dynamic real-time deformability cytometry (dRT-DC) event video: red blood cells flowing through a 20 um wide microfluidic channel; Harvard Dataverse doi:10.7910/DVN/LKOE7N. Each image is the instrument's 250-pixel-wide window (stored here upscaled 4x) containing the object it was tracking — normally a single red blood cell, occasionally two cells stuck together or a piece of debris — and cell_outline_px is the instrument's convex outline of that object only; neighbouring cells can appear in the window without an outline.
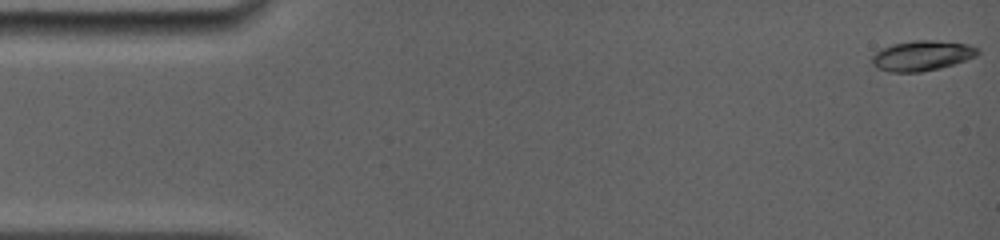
{"species": "common noctule bat (a hibernating species)", "species_latin": "Nyctalus noctula", "temperature_condition": "room temperature", "stored_images_in_passage": 29, "camera_frame_rate_fps": 5000, "um_per_image_px": 0.085, "animal": {"sex": "female", "body_mass_g": 19.0, "forearm_length_mm": 56.7}, "frame": {"image": 1, "passage_image": 1, "time_ms": 0.0, "image_size_px": [1000, 240], "cell_outline_px": [[980, 52], [976, 56], [940, 68], [920, 72], [888, 72], [876, 68], [872, 64], [872, 56], [880, 48], [892, 44], [916, 40], [932, 40], [968, 44], [980, 48]], "centroid_in_image_um": [78.34, 4.73], "position_along_channel_um": 6.7, "area_um2": 18.61}}
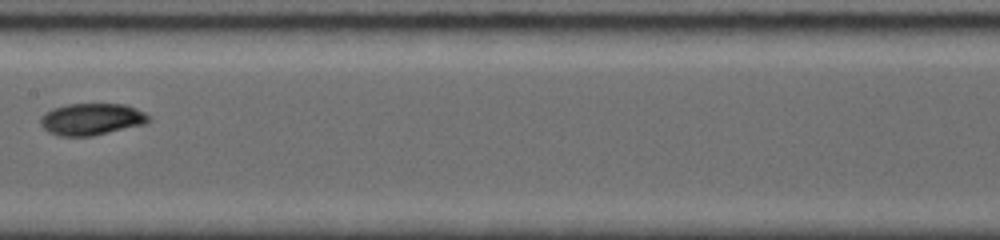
{"frame": {"image": 2, "passage_image": 16, "time_ms": 8.2, "image_size_px": [1000, 240], "cell_outline_px": [[152, 120], [144, 124], [92, 136], [60, 136], [48, 132], [40, 124], [40, 116], [44, 112], [52, 108], [68, 104], [124, 104], [136, 108], [152, 116]], "centroid_in_image_um": [7.78, 10.12], "position_along_channel_um": 199.6, "area_um2": 20.23}}
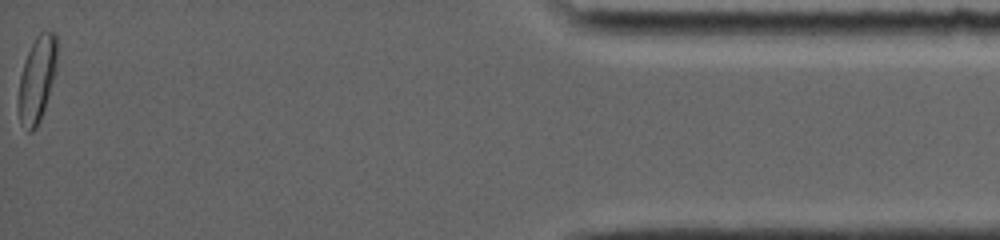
{"frame": {"image": 3, "passage_image": 29, "time_ms": 16.0, "image_size_px": [1000, 240], "cell_outline_px": [[56, 72], [40, 120], [36, 128], [32, 132], [28, 132], [20, 124], [16, 108], [16, 104], [20, 76], [24, 60], [36, 36], [40, 32], [56, 32]], "centroid_in_image_um": [3.1, 6.8], "position_along_channel_um": 432.1, "area_um2": 19.59}, "authors_computed_cell_mechanics": {"area_um2": 18.9584, "velocity_mm_per_s": 3.9182, "shape_relaxation_time_tau1_ms": 4.5167, "shape_relaxation_time_tau2_ms": 1.9065, "deformation_change_tau1": 0.1305, "deformation_change_tau2": 0.0433}}